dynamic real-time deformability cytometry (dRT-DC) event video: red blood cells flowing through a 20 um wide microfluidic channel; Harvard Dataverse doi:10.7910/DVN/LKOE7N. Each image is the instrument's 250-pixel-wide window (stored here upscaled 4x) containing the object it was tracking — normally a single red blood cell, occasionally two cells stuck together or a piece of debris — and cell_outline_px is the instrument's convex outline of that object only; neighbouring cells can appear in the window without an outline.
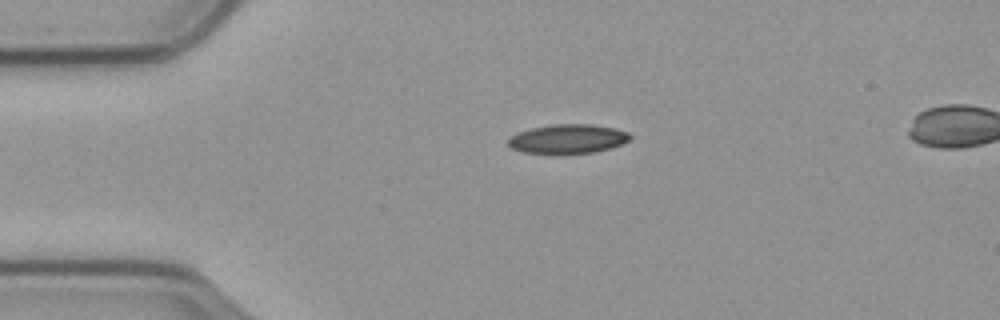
{"species": "common noctule bat (a hibernating species)", "species_latin": "Nyctalus noctula", "temperature_condition": "cold", "stored_images_in_passage": 37, "camera_frame_rate_fps": 3000, "um_per_image_px": 0.085, "animal": {"sex": "male", "body_mass_g": 23.1, "forearm_length_mm": 52.7}, "frame": {"image": 1, "passage_image": 1, "time_ms": 0.0, "image_size_px": [1000, 320], "cell_outline_px": [[632, 136], [628, 140], [620, 144], [596, 152], [560, 156], [524, 152], [508, 148], [508, 140], [512, 136], [520, 132], [532, 128], [556, 124], [592, 124], [612, 128], [628, 132]], "centroid_in_image_um": [48.23, 11.85], "position_along_channel_um": 36.8, "area_um2": 21.1}}
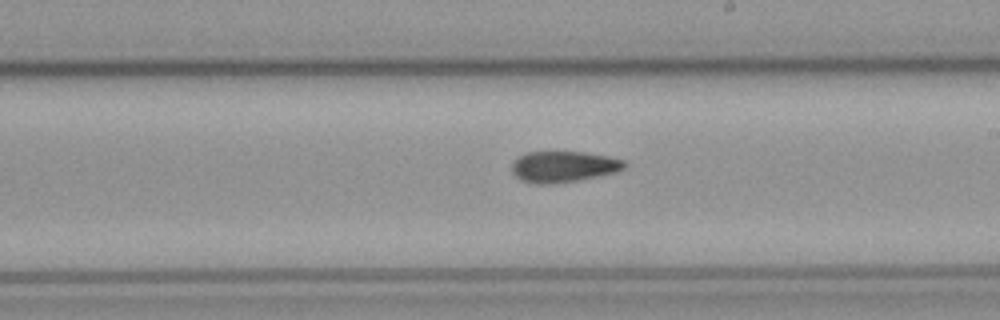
{"frame": {"image": 2, "passage_image": 21, "time_ms": 6.667, "image_size_px": [1000, 320], "cell_outline_px": [[628, 164], [624, 168], [616, 172], [600, 176], [580, 180], [556, 184], [536, 184], [520, 180], [512, 172], [512, 164], [524, 152], [584, 152], [624, 160]], "centroid_in_image_um": [47.9, 14.18], "position_along_channel_um": 241.1, "area_um2": 20.46}}
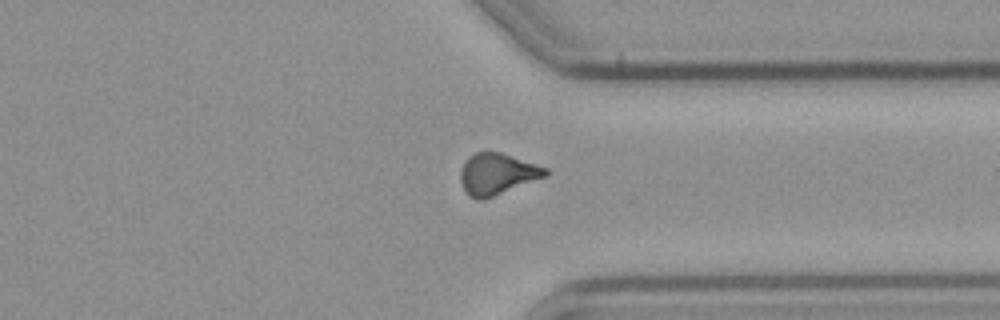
{"frame": {"image": 3, "passage_image": 32, "time_ms": 10.333, "image_size_px": [1000, 320], "cell_outline_px": [[548, 176], [484, 200], [476, 200], [468, 196], [460, 180], [460, 172], [468, 156], [476, 152], [500, 152], [548, 168]], "centroid_in_image_um": [42.27, 14.81], "position_along_channel_um": 369.1, "area_um2": 20.58}, "authors_computed_cell_mechanics": {"area_um2": 20.5768, "velocity_mm_per_s": 3.535, "shape_relaxation_time_tau1_ms": null, "shape_relaxation_time_tau2_ms": 6.2007, "deformation_change_tau1": null, "deformation_change_tau2": 0.1195}}